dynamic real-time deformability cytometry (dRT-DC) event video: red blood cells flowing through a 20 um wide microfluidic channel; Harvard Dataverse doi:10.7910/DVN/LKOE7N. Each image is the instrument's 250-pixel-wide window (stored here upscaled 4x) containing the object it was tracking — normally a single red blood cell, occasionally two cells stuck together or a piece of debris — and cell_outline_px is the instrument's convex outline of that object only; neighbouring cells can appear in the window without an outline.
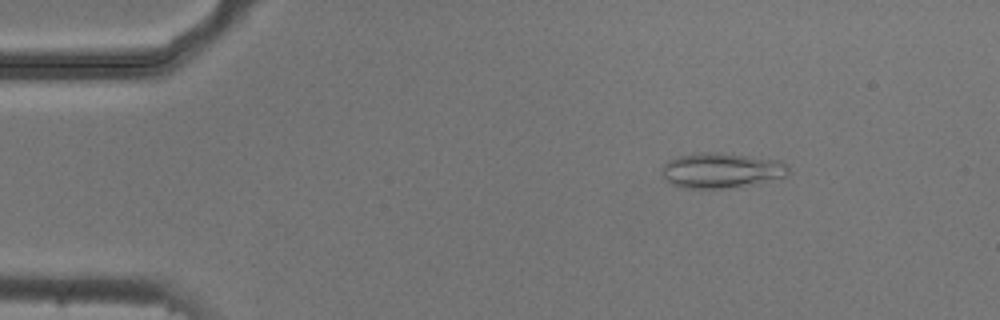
{"species": "common noctule bat (a hibernating species)", "species_latin": "Nyctalus noctula", "temperature_condition": "cold", "stored_images_in_passage": 54, "camera_frame_rate_fps": 3000, "um_per_image_px": 0.085, "animal": {"sex": "male", "body_mass_g": 20.5, "forearm_length_mm": 52.5}, "frame": {"image": 1, "passage_image": 8, "time_ms": 2.333, "image_size_px": [1000, 320], "cell_outline_px": [[792, 172], [784, 176], [760, 184], [724, 188], [680, 188], [664, 180], [660, 176], [660, 172], [664, 164], [668, 160], [680, 156], [696, 152], [720, 152], [780, 160], [788, 164]], "centroid_in_image_um": [61.32, 14.49], "position_along_channel_um": 23.7, "area_um2": 26.59}}
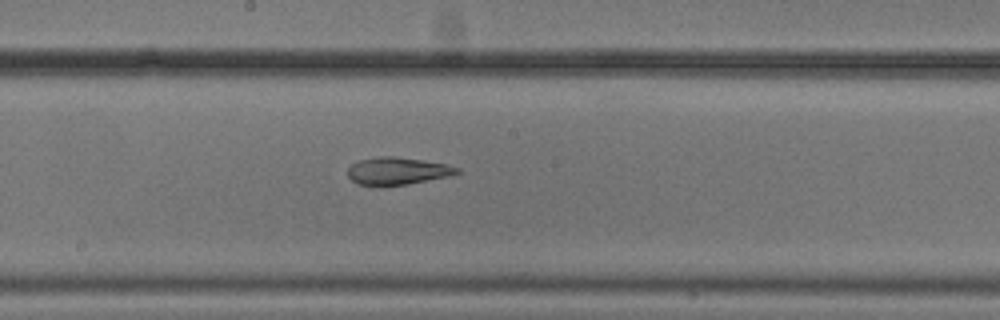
{"frame": {"image": 2, "passage_image": 29, "time_ms": 9.333, "image_size_px": [1000, 320], "cell_outline_px": [[460, 172], [448, 176], [408, 184], [380, 188], [376, 188], [356, 184], [348, 176], [348, 168], [352, 164], [360, 160], [380, 156], [392, 156], [448, 164], [460, 168]], "centroid_in_image_um": [33.73, 14.57], "position_along_channel_um": 214.5, "area_um2": 17.8}}
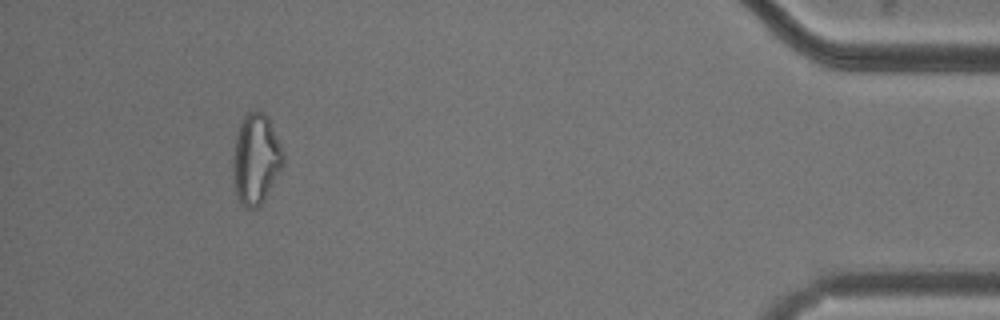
{"frame": {"image": 3, "passage_image": 50, "time_ms": 16.333, "image_size_px": [1000, 320], "cell_outline_px": [[284, 164], [264, 200], [256, 208], [248, 208], [240, 204], [236, 192], [232, 176], [232, 160], [236, 136], [240, 120], [252, 108], [256, 108], [264, 112], [268, 116], [280, 144], [284, 156]], "centroid_in_image_um": [21.73, 13.48], "position_along_channel_um": 413.5, "area_um2": 26.82}, "authors_computed_cell_mechanics": {"area_um2": 22.1952, "velocity_mm_per_s": 3.7244, "shape_relaxation_time_tau1_ms": null, "shape_relaxation_time_tau2_ms": 4.9513, "deformation_change_tau1": null, "deformation_change_tau2": 0.1327}}